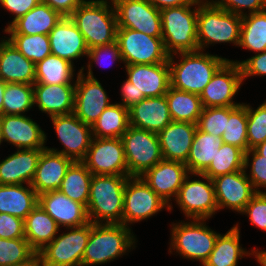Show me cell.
<instances>
[{
  "instance_id": "obj_7",
  "label": "cell",
  "mask_w": 266,
  "mask_h": 266,
  "mask_svg": "<svg viewBox=\"0 0 266 266\" xmlns=\"http://www.w3.org/2000/svg\"><path fill=\"white\" fill-rule=\"evenodd\" d=\"M206 219H190V222L171 224V243L169 251L203 265L211 254L219 233L206 226Z\"/></svg>"
},
{
  "instance_id": "obj_28",
  "label": "cell",
  "mask_w": 266,
  "mask_h": 266,
  "mask_svg": "<svg viewBox=\"0 0 266 266\" xmlns=\"http://www.w3.org/2000/svg\"><path fill=\"white\" fill-rule=\"evenodd\" d=\"M43 149H17L0 161V185L31 184Z\"/></svg>"
},
{
  "instance_id": "obj_38",
  "label": "cell",
  "mask_w": 266,
  "mask_h": 266,
  "mask_svg": "<svg viewBox=\"0 0 266 266\" xmlns=\"http://www.w3.org/2000/svg\"><path fill=\"white\" fill-rule=\"evenodd\" d=\"M73 66L68 60L51 54L35 64L34 84H72Z\"/></svg>"
},
{
  "instance_id": "obj_46",
  "label": "cell",
  "mask_w": 266,
  "mask_h": 266,
  "mask_svg": "<svg viewBox=\"0 0 266 266\" xmlns=\"http://www.w3.org/2000/svg\"><path fill=\"white\" fill-rule=\"evenodd\" d=\"M247 140L249 150L266 140V101L255 110L247 104Z\"/></svg>"
},
{
  "instance_id": "obj_50",
  "label": "cell",
  "mask_w": 266,
  "mask_h": 266,
  "mask_svg": "<svg viewBox=\"0 0 266 266\" xmlns=\"http://www.w3.org/2000/svg\"><path fill=\"white\" fill-rule=\"evenodd\" d=\"M241 213L248 214L250 223L266 232V191L257 192Z\"/></svg>"
},
{
  "instance_id": "obj_34",
  "label": "cell",
  "mask_w": 266,
  "mask_h": 266,
  "mask_svg": "<svg viewBox=\"0 0 266 266\" xmlns=\"http://www.w3.org/2000/svg\"><path fill=\"white\" fill-rule=\"evenodd\" d=\"M223 141L197 128L185 165L190 174H202L214 159Z\"/></svg>"
},
{
  "instance_id": "obj_47",
  "label": "cell",
  "mask_w": 266,
  "mask_h": 266,
  "mask_svg": "<svg viewBox=\"0 0 266 266\" xmlns=\"http://www.w3.org/2000/svg\"><path fill=\"white\" fill-rule=\"evenodd\" d=\"M248 167L251 173L247 174V177L251 181L254 190L262 192L260 188H266V159L254 149L248 150L244 155V170L247 171Z\"/></svg>"
},
{
  "instance_id": "obj_25",
  "label": "cell",
  "mask_w": 266,
  "mask_h": 266,
  "mask_svg": "<svg viewBox=\"0 0 266 266\" xmlns=\"http://www.w3.org/2000/svg\"><path fill=\"white\" fill-rule=\"evenodd\" d=\"M34 104L49 117L74 111L76 81L73 84H33Z\"/></svg>"
},
{
  "instance_id": "obj_60",
  "label": "cell",
  "mask_w": 266,
  "mask_h": 266,
  "mask_svg": "<svg viewBox=\"0 0 266 266\" xmlns=\"http://www.w3.org/2000/svg\"><path fill=\"white\" fill-rule=\"evenodd\" d=\"M254 150L261 156H264V159H266V140L259 144L258 146H256L254 148Z\"/></svg>"
},
{
  "instance_id": "obj_18",
  "label": "cell",
  "mask_w": 266,
  "mask_h": 266,
  "mask_svg": "<svg viewBox=\"0 0 266 266\" xmlns=\"http://www.w3.org/2000/svg\"><path fill=\"white\" fill-rule=\"evenodd\" d=\"M127 80L137 91V104L145 98L160 97L170 87L169 63L125 65Z\"/></svg>"
},
{
  "instance_id": "obj_53",
  "label": "cell",
  "mask_w": 266,
  "mask_h": 266,
  "mask_svg": "<svg viewBox=\"0 0 266 266\" xmlns=\"http://www.w3.org/2000/svg\"><path fill=\"white\" fill-rule=\"evenodd\" d=\"M40 2L41 0H0V5L7 11L11 12V14L15 15L14 18H12V22L8 23L7 27L19 17L25 15Z\"/></svg>"
},
{
  "instance_id": "obj_35",
  "label": "cell",
  "mask_w": 266,
  "mask_h": 266,
  "mask_svg": "<svg viewBox=\"0 0 266 266\" xmlns=\"http://www.w3.org/2000/svg\"><path fill=\"white\" fill-rule=\"evenodd\" d=\"M129 110L119 103H112L91 126L96 138H121L129 128Z\"/></svg>"
},
{
  "instance_id": "obj_15",
  "label": "cell",
  "mask_w": 266,
  "mask_h": 266,
  "mask_svg": "<svg viewBox=\"0 0 266 266\" xmlns=\"http://www.w3.org/2000/svg\"><path fill=\"white\" fill-rule=\"evenodd\" d=\"M118 28H128L151 37H162L160 10L149 0H112Z\"/></svg>"
},
{
  "instance_id": "obj_9",
  "label": "cell",
  "mask_w": 266,
  "mask_h": 266,
  "mask_svg": "<svg viewBox=\"0 0 266 266\" xmlns=\"http://www.w3.org/2000/svg\"><path fill=\"white\" fill-rule=\"evenodd\" d=\"M118 43L124 65L168 63L162 37H151L140 31L117 28Z\"/></svg>"
},
{
  "instance_id": "obj_1",
  "label": "cell",
  "mask_w": 266,
  "mask_h": 266,
  "mask_svg": "<svg viewBox=\"0 0 266 266\" xmlns=\"http://www.w3.org/2000/svg\"><path fill=\"white\" fill-rule=\"evenodd\" d=\"M180 56L175 63L174 56ZM218 55L203 51L179 52L169 55L170 86L200 95L216 71L227 61Z\"/></svg>"
},
{
  "instance_id": "obj_45",
  "label": "cell",
  "mask_w": 266,
  "mask_h": 266,
  "mask_svg": "<svg viewBox=\"0 0 266 266\" xmlns=\"http://www.w3.org/2000/svg\"><path fill=\"white\" fill-rule=\"evenodd\" d=\"M229 120V107L203 108L197 122V128L221 139Z\"/></svg>"
},
{
  "instance_id": "obj_54",
  "label": "cell",
  "mask_w": 266,
  "mask_h": 266,
  "mask_svg": "<svg viewBox=\"0 0 266 266\" xmlns=\"http://www.w3.org/2000/svg\"><path fill=\"white\" fill-rule=\"evenodd\" d=\"M85 0H41L62 16H70L73 11Z\"/></svg>"
},
{
  "instance_id": "obj_27",
  "label": "cell",
  "mask_w": 266,
  "mask_h": 266,
  "mask_svg": "<svg viewBox=\"0 0 266 266\" xmlns=\"http://www.w3.org/2000/svg\"><path fill=\"white\" fill-rule=\"evenodd\" d=\"M197 124L170 122L157 135L164 160L186 163Z\"/></svg>"
},
{
  "instance_id": "obj_43",
  "label": "cell",
  "mask_w": 266,
  "mask_h": 266,
  "mask_svg": "<svg viewBox=\"0 0 266 266\" xmlns=\"http://www.w3.org/2000/svg\"><path fill=\"white\" fill-rule=\"evenodd\" d=\"M5 38L34 64H37L45 57L51 55L48 35L9 34V37Z\"/></svg>"
},
{
  "instance_id": "obj_5",
  "label": "cell",
  "mask_w": 266,
  "mask_h": 266,
  "mask_svg": "<svg viewBox=\"0 0 266 266\" xmlns=\"http://www.w3.org/2000/svg\"><path fill=\"white\" fill-rule=\"evenodd\" d=\"M242 16L212 5L209 0L198 1L197 42L200 51L215 43L239 45Z\"/></svg>"
},
{
  "instance_id": "obj_59",
  "label": "cell",
  "mask_w": 266,
  "mask_h": 266,
  "mask_svg": "<svg viewBox=\"0 0 266 266\" xmlns=\"http://www.w3.org/2000/svg\"><path fill=\"white\" fill-rule=\"evenodd\" d=\"M6 88V83L0 79V117L3 115V94Z\"/></svg>"
},
{
  "instance_id": "obj_13",
  "label": "cell",
  "mask_w": 266,
  "mask_h": 266,
  "mask_svg": "<svg viewBox=\"0 0 266 266\" xmlns=\"http://www.w3.org/2000/svg\"><path fill=\"white\" fill-rule=\"evenodd\" d=\"M81 162L92 175L129 176L121 138L93 137Z\"/></svg>"
},
{
  "instance_id": "obj_31",
  "label": "cell",
  "mask_w": 266,
  "mask_h": 266,
  "mask_svg": "<svg viewBox=\"0 0 266 266\" xmlns=\"http://www.w3.org/2000/svg\"><path fill=\"white\" fill-rule=\"evenodd\" d=\"M239 242L240 229L237 223L227 233L218 234L214 248L202 266H238L239 259L255 255L256 248L247 251Z\"/></svg>"
},
{
  "instance_id": "obj_30",
  "label": "cell",
  "mask_w": 266,
  "mask_h": 266,
  "mask_svg": "<svg viewBox=\"0 0 266 266\" xmlns=\"http://www.w3.org/2000/svg\"><path fill=\"white\" fill-rule=\"evenodd\" d=\"M63 16L50 6L40 2L22 17L5 27L6 34L48 35Z\"/></svg>"
},
{
  "instance_id": "obj_41",
  "label": "cell",
  "mask_w": 266,
  "mask_h": 266,
  "mask_svg": "<svg viewBox=\"0 0 266 266\" xmlns=\"http://www.w3.org/2000/svg\"><path fill=\"white\" fill-rule=\"evenodd\" d=\"M33 85L25 83H6L3 94L4 115H24L34 106Z\"/></svg>"
},
{
  "instance_id": "obj_51",
  "label": "cell",
  "mask_w": 266,
  "mask_h": 266,
  "mask_svg": "<svg viewBox=\"0 0 266 266\" xmlns=\"http://www.w3.org/2000/svg\"><path fill=\"white\" fill-rule=\"evenodd\" d=\"M0 238L25 239L24 220L11 214L0 213Z\"/></svg>"
},
{
  "instance_id": "obj_22",
  "label": "cell",
  "mask_w": 266,
  "mask_h": 266,
  "mask_svg": "<svg viewBox=\"0 0 266 266\" xmlns=\"http://www.w3.org/2000/svg\"><path fill=\"white\" fill-rule=\"evenodd\" d=\"M38 204L56 221L59 227H78L90 222L87 207L71 200L59 190L38 195Z\"/></svg>"
},
{
  "instance_id": "obj_23",
  "label": "cell",
  "mask_w": 266,
  "mask_h": 266,
  "mask_svg": "<svg viewBox=\"0 0 266 266\" xmlns=\"http://www.w3.org/2000/svg\"><path fill=\"white\" fill-rule=\"evenodd\" d=\"M51 54L74 64L82 56H88L89 48L84 36L69 16H63L48 34Z\"/></svg>"
},
{
  "instance_id": "obj_52",
  "label": "cell",
  "mask_w": 266,
  "mask_h": 266,
  "mask_svg": "<svg viewBox=\"0 0 266 266\" xmlns=\"http://www.w3.org/2000/svg\"><path fill=\"white\" fill-rule=\"evenodd\" d=\"M240 65L242 71V80L251 76L266 75V50L261 53H256L251 58L243 61H233Z\"/></svg>"
},
{
  "instance_id": "obj_20",
  "label": "cell",
  "mask_w": 266,
  "mask_h": 266,
  "mask_svg": "<svg viewBox=\"0 0 266 266\" xmlns=\"http://www.w3.org/2000/svg\"><path fill=\"white\" fill-rule=\"evenodd\" d=\"M190 174L185 163L161 160L148 169L141 177L149 187L173 209L170 203L178 195L186 176Z\"/></svg>"
},
{
  "instance_id": "obj_10",
  "label": "cell",
  "mask_w": 266,
  "mask_h": 266,
  "mask_svg": "<svg viewBox=\"0 0 266 266\" xmlns=\"http://www.w3.org/2000/svg\"><path fill=\"white\" fill-rule=\"evenodd\" d=\"M38 252L44 266H82V257L91 233V222L69 227Z\"/></svg>"
},
{
  "instance_id": "obj_24",
  "label": "cell",
  "mask_w": 266,
  "mask_h": 266,
  "mask_svg": "<svg viewBox=\"0 0 266 266\" xmlns=\"http://www.w3.org/2000/svg\"><path fill=\"white\" fill-rule=\"evenodd\" d=\"M73 162L71 158L46 147L38 159L35 175L30 185L38 195L59 190L66 171Z\"/></svg>"
},
{
  "instance_id": "obj_3",
  "label": "cell",
  "mask_w": 266,
  "mask_h": 266,
  "mask_svg": "<svg viewBox=\"0 0 266 266\" xmlns=\"http://www.w3.org/2000/svg\"><path fill=\"white\" fill-rule=\"evenodd\" d=\"M89 49L116 41L117 17L112 0H85L69 16Z\"/></svg>"
},
{
  "instance_id": "obj_2",
  "label": "cell",
  "mask_w": 266,
  "mask_h": 266,
  "mask_svg": "<svg viewBox=\"0 0 266 266\" xmlns=\"http://www.w3.org/2000/svg\"><path fill=\"white\" fill-rule=\"evenodd\" d=\"M129 176L92 175L87 213L95 224H122L124 189Z\"/></svg>"
},
{
  "instance_id": "obj_4",
  "label": "cell",
  "mask_w": 266,
  "mask_h": 266,
  "mask_svg": "<svg viewBox=\"0 0 266 266\" xmlns=\"http://www.w3.org/2000/svg\"><path fill=\"white\" fill-rule=\"evenodd\" d=\"M131 228L123 224H95L82 257V266L107 264L136 246Z\"/></svg>"
},
{
  "instance_id": "obj_44",
  "label": "cell",
  "mask_w": 266,
  "mask_h": 266,
  "mask_svg": "<svg viewBox=\"0 0 266 266\" xmlns=\"http://www.w3.org/2000/svg\"><path fill=\"white\" fill-rule=\"evenodd\" d=\"M35 254L26 239L0 238V266H16L27 262Z\"/></svg>"
},
{
  "instance_id": "obj_49",
  "label": "cell",
  "mask_w": 266,
  "mask_h": 266,
  "mask_svg": "<svg viewBox=\"0 0 266 266\" xmlns=\"http://www.w3.org/2000/svg\"><path fill=\"white\" fill-rule=\"evenodd\" d=\"M212 5L232 12L239 16H245L266 10V0H211ZM248 9L245 13L244 10Z\"/></svg>"
},
{
  "instance_id": "obj_6",
  "label": "cell",
  "mask_w": 266,
  "mask_h": 266,
  "mask_svg": "<svg viewBox=\"0 0 266 266\" xmlns=\"http://www.w3.org/2000/svg\"><path fill=\"white\" fill-rule=\"evenodd\" d=\"M196 6L194 9L191 7ZM198 2L166 8L160 11L162 39L169 55L198 51L197 42Z\"/></svg>"
},
{
  "instance_id": "obj_42",
  "label": "cell",
  "mask_w": 266,
  "mask_h": 266,
  "mask_svg": "<svg viewBox=\"0 0 266 266\" xmlns=\"http://www.w3.org/2000/svg\"><path fill=\"white\" fill-rule=\"evenodd\" d=\"M225 144H230L248 151L247 140V104L229 107V120L221 137Z\"/></svg>"
},
{
  "instance_id": "obj_8",
  "label": "cell",
  "mask_w": 266,
  "mask_h": 266,
  "mask_svg": "<svg viewBox=\"0 0 266 266\" xmlns=\"http://www.w3.org/2000/svg\"><path fill=\"white\" fill-rule=\"evenodd\" d=\"M121 140L129 177L142 176L148 169L163 160L156 133L129 126Z\"/></svg>"
},
{
  "instance_id": "obj_55",
  "label": "cell",
  "mask_w": 266,
  "mask_h": 266,
  "mask_svg": "<svg viewBox=\"0 0 266 266\" xmlns=\"http://www.w3.org/2000/svg\"><path fill=\"white\" fill-rule=\"evenodd\" d=\"M121 100L122 102H119V104L127 109L137 104V91L127 79L123 81L121 86Z\"/></svg>"
},
{
  "instance_id": "obj_33",
  "label": "cell",
  "mask_w": 266,
  "mask_h": 266,
  "mask_svg": "<svg viewBox=\"0 0 266 266\" xmlns=\"http://www.w3.org/2000/svg\"><path fill=\"white\" fill-rule=\"evenodd\" d=\"M38 205V194L30 184L0 185V213L25 219Z\"/></svg>"
},
{
  "instance_id": "obj_12",
  "label": "cell",
  "mask_w": 266,
  "mask_h": 266,
  "mask_svg": "<svg viewBox=\"0 0 266 266\" xmlns=\"http://www.w3.org/2000/svg\"><path fill=\"white\" fill-rule=\"evenodd\" d=\"M169 211V205L158 196L141 176H130L124 189L122 224L133 223L155 216L161 209ZM130 223V224H129Z\"/></svg>"
},
{
  "instance_id": "obj_14",
  "label": "cell",
  "mask_w": 266,
  "mask_h": 266,
  "mask_svg": "<svg viewBox=\"0 0 266 266\" xmlns=\"http://www.w3.org/2000/svg\"><path fill=\"white\" fill-rule=\"evenodd\" d=\"M242 83L240 65L228 59L216 71L199 95L202 107H231L241 105L242 103H235L233 97L238 93Z\"/></svg>"
},
{
  "instance_id": "obj_26",
  "label": "cell",
  "mask_w": 266,
  "mask_h": 266,
  "mask_svg": "<svg viewBox=\"0 0 266 266\" xmlns=\"http://www.w3.org/2000/svg\"><path fill=\"white\" fill-rule=\"evenodd\" d=\"M128 110L130 126L156 134L172 122L165 95L145 98Z\"/></svg>"
},
{
  "instance_id": "obj_57",
  "label": "cell",
  "mask_w": 266,
  "mask_h": 266,
  "mask_svg": "<svg viewBox=\"0 0 266 266\" xmlns=\"http://www.w3.org/2000/svg\"><path fill=\"white\" fill-rule=\"evenodd\" d=\"M16 266H44L42 263V260L38 253H36L31 259H29L27 262L18 264Z\"/></svg>"
},
{
  "instance_id": "obj_40",
  "label": "cell",
  "mask_w": 266,
  "mask_h": 266,
  "mask_svg": "<svg viewBox=\"0 0 266 266\" xmlns=\"http://www.w3.org/2000/svg\"><path fill=\"white\" fill-rule=\"evenodd\" d=\"M245 152L237 146L223 143L208 168L202 173L211 180L244 169Z\"/></svg>"
},
{
  "instance_id": "obj_16",
  "label": "cell",
  "mask_w": 266,
  "mask_h": 266,
  "mask_svg": "<svg viewBox=\"0 0 266 266\" xmlns=\"http://www.w3.org/2000/svg\"><path fill=\"white\" fill-rule=\"evenodd\" d=\"M63 149L47 148L73 161H82L93 138L91 126L81 121L74 113L50 117Z\"/></svg>"
},
{
  "instance_id": "obj_36",
  "label": "cell",
  "mask_w": 266,
  "mask_h": 266,
  "mask_svg": "<svg viewBox=\"0 0 266 266\" xmlns=\"http://www.w3.org/2000/svg\"><path fill=\"white\" fill-rule=\"evenodd\" d=\"M165 96L172 121L197 124L203 109L198 94L181 91L170 86Z\"/></svg>"
},
{
  "instance_id": "obj_29",
  "label": "cell",
  "mask_w": 266,
  "mask_h": 266,
  "mask_svg": "<svg viewBox=\"0 0 266 266\" xmlns=\"http://www.w3.org/2000/svg\"><path fill=\"white\" fill-rule=\"evenodd\" d=\"M0 79L5 83H35V64L7 39L0 40Z\"/></svg>"
},
{
  "instance_id": "obj_17",
  "label": "cell",
  "mask_w": 266,
  "mask_h": 266,
  "mask_svg": "<svg viewBox=\"0 0 266 266\" xmlns=\"http://www.w3.org/2000/svg\"><path fill=\"white\" fill-rule=\"evenodd\" d=\"M83 72L84 67H81L76 76L73 113L85 124L92 126L111 103L97 78L85 76Z\"/></svg>"
},
{
  "instance_id": "obj_19",
  "label": "cell",
  "mask_w": 266,
  "mask_h": 266,
  "mask_svg": "<svg viewBox=\"0 0 266 266\" xmlns=\"http://www.w3.org/2000/svg\"><path fill=\"white\" fill-rule=\"evenodd\" d=\"M218 211L224 208L241 213L251 198L257 193L246 171L240 170L212 179Z\"/></svg>"
},
{
  "instance_id": "obj_56",
  "label": "cell",
  "mask_w": 266,
  "mask_h": 266,
  "mask_svg": "<svg viewBox=\"0 0 266 266\" xmlns=\"http://www.w3.org/2000/svg\"><path fill=\"white\" fill-rule=\"evenodd\" d=\"M199 0H149V2L160 11L166 8L184 5H195Z\"/></svg>"
},
{
  "instance_id": "obj_11",
  "label": "cell",
  "mask_w": 266,
  "mask_h": 266,
  "mask_svg": "<svg viewBox=\"0 0 266 266\" xmlns=\"http://www.w3.org/2000/svg\"><path fill=\"white\" fill-rule=\"evenodd\" d=\"M201 177L202 180H190L189 174L183 181L175 198L180 210L187 219L208 220L218 210L213 181L203 174H191Z\"/></svg>"
},
{
  "instance_id": "obj_58",
  "label": "cell",
  "mask_w": 266,
  "mask_h": 266,
  "mask_svg": "<svg viewBox=\"0 0 266 266\" xmlns=\"http://www.w3.org/2000/svg\"><path fill=\"white\" fill-rule=\"evenodd\" d=\"M257 263H259L260 266H266V250L262 251L259 249L254 250Z\"/></svg>"
},
{
  "instance_id": "obj_21",
  "label": "cell",
  "mask_w": 266,
  "mask_h": 266,
  "mask_svg": "<svg viewBox=\"0 0 266 266\" xmlns=\"http://www.w3.org/2000/svg\"><path fill=\"white\" fill-rule=\"evenodd\" d=\"M2 140L17 149H45L47 136L33 119L26 115L0 117Z\"/></svg>"
},
{
  "instance_id": "obj_61",
  "label": "cell",
  "mask_w": 266,
  "mask_h": 266,
  "mask_svg": "<svg viewBox=\"0 0 266 266\" xmlns=\"http://www.w3.org/2000/svg\"><path fill=\"white\" fill-rule=\"evenodd\" d=\"M2 142H3V140H2V135H1V127H0V145Z\"/></svg>"
},
{
  "instance_id": "obj_37",
  "label": "cell",
  "mask_w": 266,
  "mask_h": 266,
  "mask_svg": "<svg viewBox=\"0 0 266 266\" xmlns=\"http://www.w3.org/2000/svg\"><path fill=\"white\" fill-rule=\"evenodd\" d=\"M92 173L81 161H74L67 169L59 191L71 200L87 207Z\"/></svg>"
},
{
  "instance_id": "obj_32",
  "label": "cell",
  "mask_w": 266,
  "mask_h": 266,
  "mask_svg": "<svg viewBox=\"0 0 266 266\" xmlns=\"http://www.w3.org/2000/svg\"><path fill=\"white\" fill-rule=\"evenodd\" d=\"M59 229L56 221L39 204L24 219L25 239L36 253L58 235Z\"/></svg>"
},
{
  "instance_id": "obj_39",
  "label": "cell",
  "mask_w": 266,
  "mask_h": 266,
  "mask_svg": "<svg viewBox=\"0 0 266 266\" xmlns=\"http://www.w3.org/2000/svg\"><path fill=\"white\" fill-rule=\"evenodd\" d=\"M238 46L255 53L266 50V10L242 16Z\"/></svg>"
},
{
  "instance_id": "obj_48",
  "label": "cell",
  "mask_w": 266,
  "mask_h": 266,
  "mask_svg": "<svg viewBox=\"0 0 266 266\" xmlns=\"http://www.w3.org/2000/svg\"><path fill=\"white\" fill-rule=\"evenodd\" d=\"M87 57L90 58L89 59L90 61L87 64L88 65L87 66L88 67L87 68L88 71H87V73H83V74H85V75L87 74L86 76H88L90 78H96L94 76L93 72H92V67H93L92 63L93 62L95 64H101V67H103L102 66L103 63H101V60L103 61V58H104V61H106V59L107 60L109 59L111 64L114 61H119V62L122 61V63H123L122 56H121V53H120V49H119L118 43L116 41L114 43H111V44H108V45L96 46V47H93V48L89 49Z\"/></svg>"
}]
</instances>
